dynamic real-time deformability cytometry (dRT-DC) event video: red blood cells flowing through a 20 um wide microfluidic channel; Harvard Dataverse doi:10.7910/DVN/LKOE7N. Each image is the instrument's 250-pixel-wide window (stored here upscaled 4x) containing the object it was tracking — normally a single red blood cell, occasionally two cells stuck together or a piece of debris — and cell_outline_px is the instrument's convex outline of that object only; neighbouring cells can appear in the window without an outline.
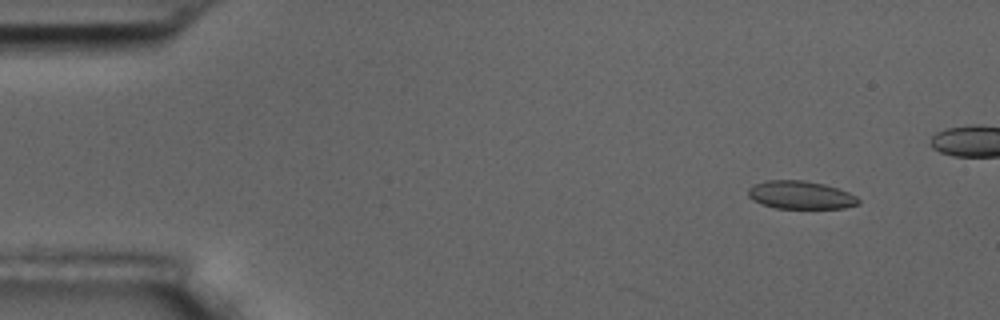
{"species": "common noctule bat (a hibernating species)", "species_latin": "Nyctalus noctula", "temperature_condition": "room temperature", "stored_images_in_passage": 5, "camera_frame_rate_fps": 3000, "um_per_image_px": 0.085, "animal": {"sex": "male", "body_mass_g": 17.5, "forearm_length_mm": 52.3}, "frame": {"image": 1, "passage_image": 2, "time_ms": 1.0, "image_size_px": [1000, 320], "cell_outline_px": [[860, 204], [844, 208], [776, 208], [760, 204], [752, 200], [748, 196], [748, 188], [752, 184], [764, 180], [804, 180], [824, 184], [848, 192], [856, 196], [860, 200]], "centroid_in_image_um": [68.01, 16.57], "position_along_channel_um": 17.0, "area_um2": 18.21}}